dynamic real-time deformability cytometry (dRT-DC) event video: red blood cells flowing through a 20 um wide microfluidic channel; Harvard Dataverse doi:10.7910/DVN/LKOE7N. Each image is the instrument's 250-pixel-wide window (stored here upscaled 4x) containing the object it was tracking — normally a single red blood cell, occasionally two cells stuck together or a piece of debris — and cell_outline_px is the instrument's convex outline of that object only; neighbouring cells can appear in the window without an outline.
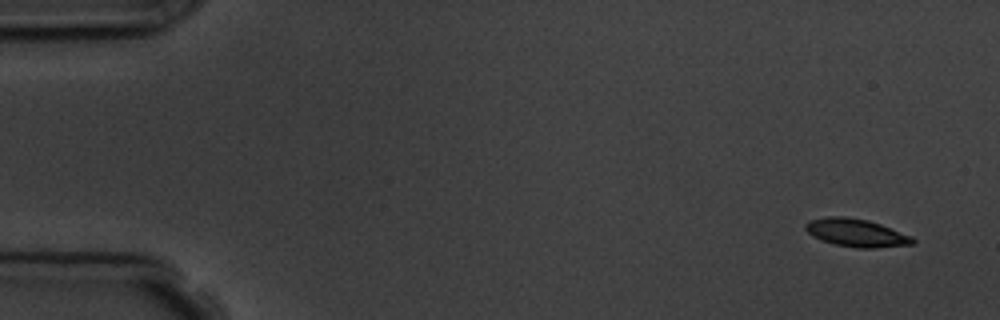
{"species": "common noctule bat (a hibernating species)", "species_latin": "Nyctalus noctula", "temperature_condition": "room temperature", "stored_images_in_passage": 6, "segment_of_instrument_passage": [2, 2], "camera_frame_rate_fps": 3000, "um_per_image_px": 0.085, "animal": {"sex": "male", "body_mass_g": 19.5, "forearm_length_mm": 54.6}, "frame": {"image": 1, "passage_image": 6, "time_ms": 6.667, "image_size_px": [1000, 320], "cell_outline_px": [[916, 244], [876, 248], [856, 248], [836, 244], [820, 240], [812, 236], [804, 228], [804, 224], [808, 220], [828, 216], [844, 216], [868, 220], [880, 224], [912, 236], [916, 240]], "centroid_in_image_um": [72.78, 19.79], "position_along_channel_um": 12.2, "area_um2": 17.63}}